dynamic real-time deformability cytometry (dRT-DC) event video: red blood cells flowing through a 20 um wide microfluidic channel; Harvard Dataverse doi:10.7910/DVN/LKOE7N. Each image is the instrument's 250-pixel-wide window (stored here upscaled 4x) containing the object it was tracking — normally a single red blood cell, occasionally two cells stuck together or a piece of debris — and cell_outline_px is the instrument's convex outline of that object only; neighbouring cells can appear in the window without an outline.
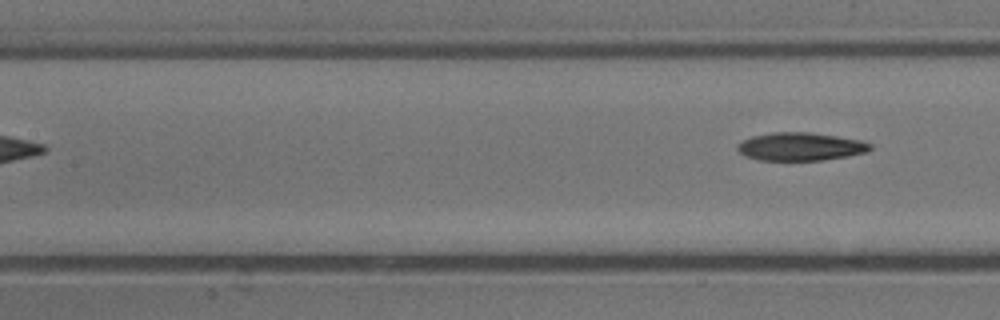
{"species": "common noctule bat (a hibernating species)", "species_latin": "Nyctalus noctula", "temperature_condition": "cold", "stored_images_in_passage": 6, "segment_of_instrument_passage": [2, 2], "camera_frame_rate_fps": 3000, "um_per_image_px": 0.085, "animal": {"sex": "male", "body_mass_g": 13.3}, "frame": {"image": 1, "passage_image": 6, "time_ms": 1.667, "image_size_px": [1000, 320], "cell_outline_px": [[872, 148], [868, 152], [848, 156], [820, 160], [760, 160], [748, 156], [740, 152], [736, 148], [736, 144], [752, 136], [772, 132], [812, 132], [864, 140], [872, 144]], "centroid_in_image_um": [68.09, 12.45], "position_along_channel_um": 139.3, "area_um2": 21.85}}